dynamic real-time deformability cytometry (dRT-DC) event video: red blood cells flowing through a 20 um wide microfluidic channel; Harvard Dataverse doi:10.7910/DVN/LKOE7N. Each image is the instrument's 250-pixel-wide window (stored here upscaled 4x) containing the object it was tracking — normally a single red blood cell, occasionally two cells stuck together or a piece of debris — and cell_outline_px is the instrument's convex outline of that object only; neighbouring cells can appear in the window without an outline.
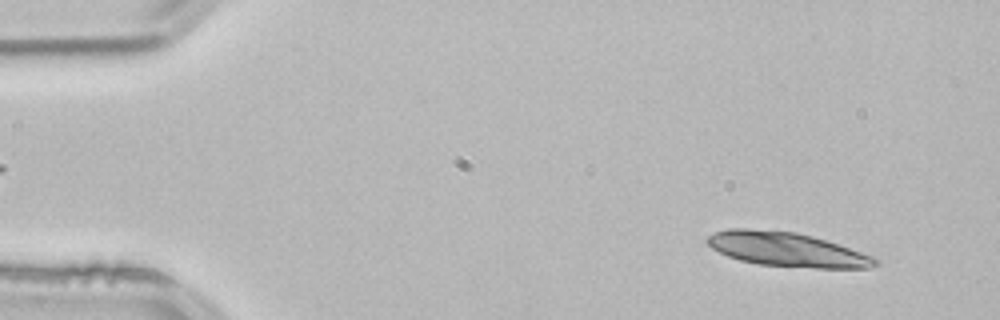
{"species": "common noctule bat (a hibernating species)", "species_latin": "Nyctalus noctula", "temperature_condition": "room temperature", "stored_images_in_passage": 4, "segment_of_instrument_passage": [2, 2], "camera_frame_rate_fps": 3000, "um_per_image_px": 0.085, "animal": {"sex": "male", "body_mass_g": 21.5, "forearm_length_mm": 52.0}, "frame": {"image": 1, "passage_image": 4, "time_ms": 1.0, "image_size_px": [1000, 320], "cell_outline_px": [[880, 264], [868, 268], [816, 268], [760, 264], [740, 260], [728, 256], [712, 248], [704, 240], [708, 236], [716, 232], [728, 228], [744, 228], [796, 232], [812, 236], [872, 256], [880, 260]], "centroid_in_image_um": [66.86, 21.2], "position_along_channel_um": 18.1, "area_um2": 33.12}}